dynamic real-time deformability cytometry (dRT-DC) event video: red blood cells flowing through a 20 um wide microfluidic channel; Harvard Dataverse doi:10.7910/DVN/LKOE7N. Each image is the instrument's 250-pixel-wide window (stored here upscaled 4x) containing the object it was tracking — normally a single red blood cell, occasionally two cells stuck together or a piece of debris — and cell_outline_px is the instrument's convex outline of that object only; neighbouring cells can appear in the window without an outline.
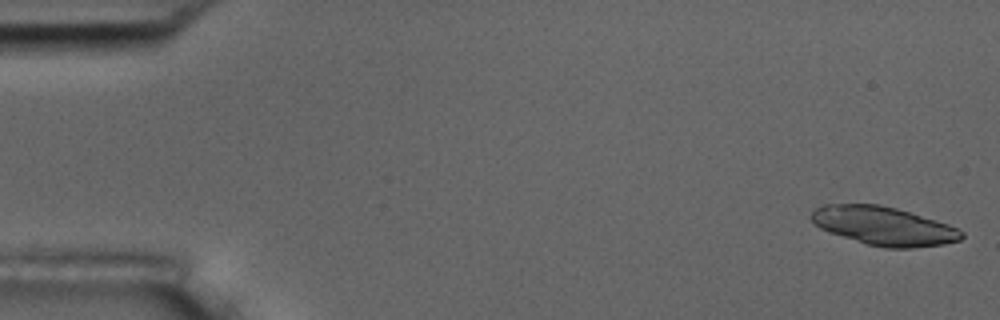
{"species": "common noctule bat (a hibernating species)", "species_latin": "Nyctalus noctula", "temperature_condition": "room temperature", "stored_images_in_passage": 35, "camera_frame_rate_fps": 3000, "um_per_image_px": 0.085, "animal": {"sex": "male", "body_mass_g": 17.5, "forearm_length_mm": 52.3}, "frame": {"image": 1, "passage_image": 1, "time_ms": 0.0, "image_size_px": [1000, 320], "cell_outline_px": [[964, 236], [960, 240], [944, 244], [912, 248], [884, 248], [868, 244], [828, 232], [820, 228], [808, 216], [816, 208], [824, 204], [880, 204], [896, 208], [948, 224], [964, 232]], "centroid_in_image_um": [75.11, 19.2], "position_along_channel_um": 9.9, "area_um2": 33.64}}